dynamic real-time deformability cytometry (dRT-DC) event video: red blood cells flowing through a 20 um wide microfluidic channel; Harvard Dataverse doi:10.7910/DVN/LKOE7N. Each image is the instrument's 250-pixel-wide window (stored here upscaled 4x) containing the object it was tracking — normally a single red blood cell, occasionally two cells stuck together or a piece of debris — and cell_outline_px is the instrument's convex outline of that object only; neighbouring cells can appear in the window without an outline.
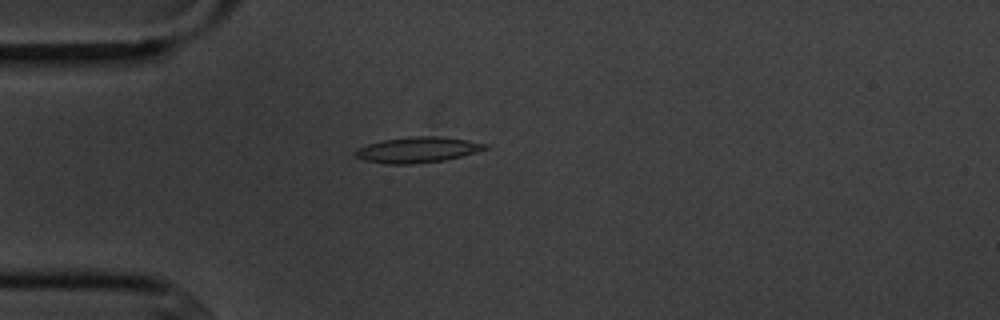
{"species": "common noctule bat (a hibernating species)", "species_latin": "Nyctalus noctula", "temperature_condition": "cold", "stored_images_in_passage": 4, "camera_frame_rate_fps": 3000, "um_per_image_px": 0.085, "animal": {"sex": "male", "body_mass_g": 20.1, "forearm_length_mm": 53.5}, "frame": {"image": 1, "passage_image": 4, "time_ms": 3.333, "image_size_px": [1000, 320], "cell_outline_px": [[488, 148], [476, 152], [444, 160], [408, 164], [384, 164], [364, 160], [356, 156], [352, 152], [356, 148], [368, 144], [384, 140], [412, 136], [436, 136], [464, 140], [488, 144]], "centroid_in_image_um": [35.43, 12.74], "position_along_channel_um": 49.6, "area_um2": 19.19}}